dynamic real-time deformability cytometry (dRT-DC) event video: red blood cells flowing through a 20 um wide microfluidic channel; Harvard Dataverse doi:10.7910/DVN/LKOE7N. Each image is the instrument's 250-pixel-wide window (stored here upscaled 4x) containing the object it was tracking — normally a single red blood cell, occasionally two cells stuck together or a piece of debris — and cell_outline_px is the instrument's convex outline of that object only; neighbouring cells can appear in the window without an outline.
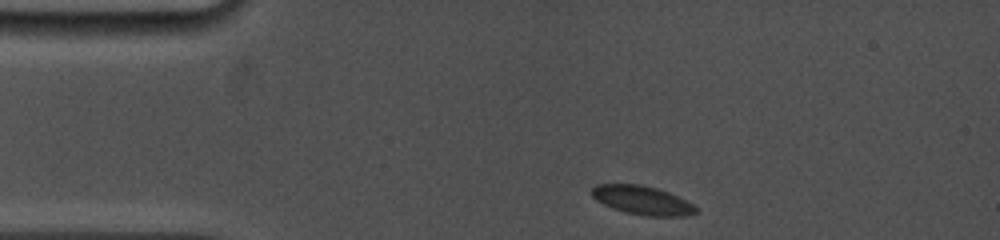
{"species": "common noctule bat (a hibernating species)", "species_latin": "Nyctalus noctula", "temperature_condition": "cold", "stored_images_in_passage": 10, "camera_frame_rate_fps": 5000, "um_per_image_px": 0.085, "animal": {"sex": "female", "body_mass_g": 19.0, "forearm_length_mm": 53.3}, "frame": {"image": 1, "passage_image": 1, "time_ms": 0.0, "image_size_px": [1000, 240], "cell_outline_px": [[696, 212], [688, 216], [644, 216], [624, 212], [612, 208], [596, 200], [592, 196], [592, 188], [596, 184], [640, 184], [656, 188], [668, 192], [692, 204], [696, 208]], "centroid_in_image_um": [54.56, 17.02], "position_along_channel_um": 30.4, "area_um2": 17.34}}
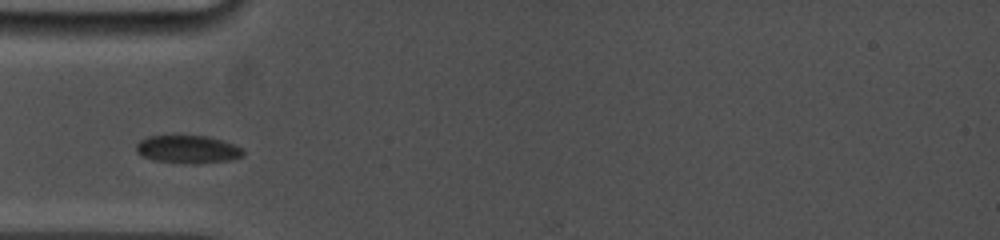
{"frame": {"image": 2, "passage_image": 8, "time_ms": 2.2, "image_size_px": [1000, 240], "cell_outline_px": [[244, 156], [228, 160], [156, 160], [140, 156], [136, 152], [136, 144], [140, 140], [148, 136], [208, 136], [232, 144], [240, 148], [244, 152]], "centroid_in_image_um": [15.89, 12.63], "position_along_channel_um": 69.1, "area_um2": 16.13}}